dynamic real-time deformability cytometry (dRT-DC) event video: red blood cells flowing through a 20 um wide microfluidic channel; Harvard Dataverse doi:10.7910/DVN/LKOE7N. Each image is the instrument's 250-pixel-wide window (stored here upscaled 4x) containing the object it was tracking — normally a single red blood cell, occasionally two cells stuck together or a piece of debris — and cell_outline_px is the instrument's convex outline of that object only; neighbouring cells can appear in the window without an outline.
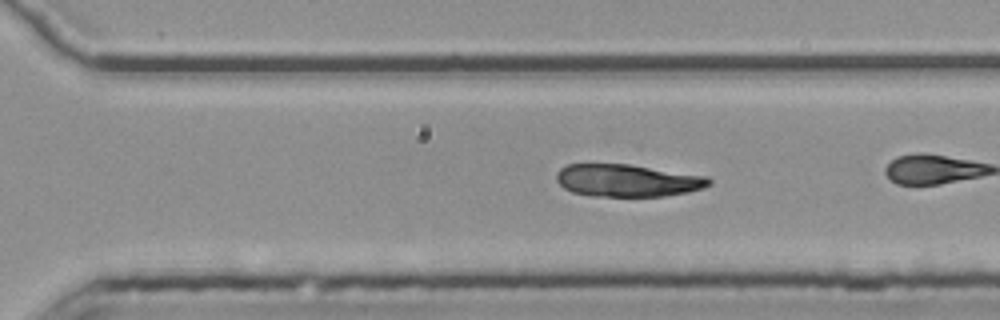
{"species": "common noctule bat (a hibernating species)", "species_latin": "Nyctalus noctula", "temperature_condition": "room temperature", "stored_images_in_passage": 37, "camera_frame_rate_fps": 3000, "um_per_image_px": 0.085, "animal": {"sex": "female", "body_mass_g": 25.1}, "frame": {"image": 1, "passage_image": 32, "time_ms": 10.333, "image_size_px": [1000, 320], "cell_outline_px": [[712, 184], [704, 188], [688, 192], [664, 196], [592, 196], [572, 192], [564, 188], [556, 180], [556, 172], [560, 168], [568, 164], [628, 164], [708, 176], [712, 180]], "centroid_in_image_um": [53.35, 15.34], "position_along_channel_um": 317.3, "area_um2": 28.96}}